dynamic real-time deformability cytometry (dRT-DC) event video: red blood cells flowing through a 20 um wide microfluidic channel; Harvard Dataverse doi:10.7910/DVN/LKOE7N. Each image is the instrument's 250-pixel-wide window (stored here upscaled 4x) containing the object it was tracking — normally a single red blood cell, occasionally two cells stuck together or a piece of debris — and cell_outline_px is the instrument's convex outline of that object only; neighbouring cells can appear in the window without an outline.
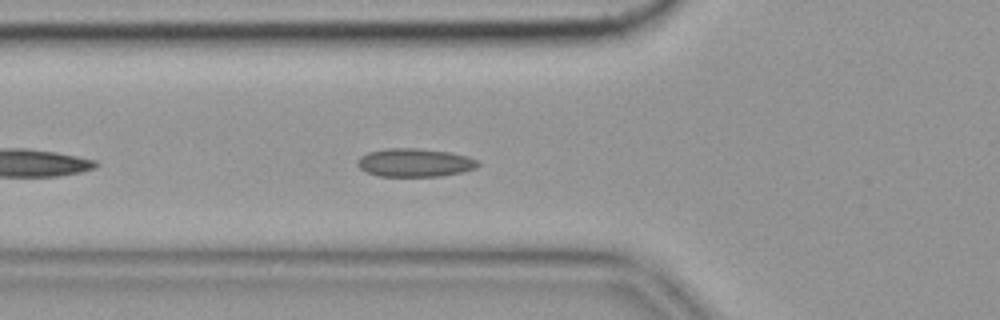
{"species": "common noctule bat (a hibernating species)", "species_latin": "Nyctalus noctula", "temperature_condition": "cold", "stored_images_in_passage": 35, "camera_frame_rate_fps": 3000, "um_per_image_px": 0.085, "animal": {"sex": "female", "body_mass_g": 19.9}, "frame": {"image": 1, "passage_image": 6, "time_ms": 1.667, "image_size_px": [1000, 320], "cell_outline_px": [[480, 164], [476, 168], [460, 172], [440, 176], [380, 176], [368, 172], [360, 168], [356, 164], [360, 156], [368, 152], [388, 148], [416, 148], [448, 152], [468, 156], [476, 160]], "centroid_in_image_um": [35.24, 13.82], "position_along_channel_um": 90.6, "area_um2": 19.71}, "authors_computed_cell_mechanics": {"area_um2": 19.074, "velocity_mm_per_s": 3.532, "shape_relaxation_time_tau1_ms": null, "shape_relaxation_time_tau2_ms": 2.3738, "deformation_change_tau1": null, "deformation_change_tau2": 0.0736}}